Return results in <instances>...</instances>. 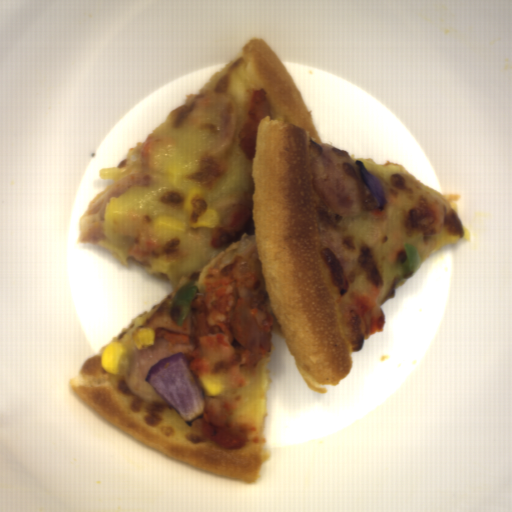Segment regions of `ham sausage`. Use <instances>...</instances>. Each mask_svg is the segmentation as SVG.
Wrapping results in <instances>:
<instances>
[{
    "mask_svg": "<svg viewBox=\"0 0 512 512\" xmlns=\"http://www.w3.org/2000/svg\"><path fill=\"white\" fill-rule=\"evenodd\" d=\"M237 104L225 92H202L148 136L140 171L108 187L78 220L76 242L96 244L146 264L165 236L154 220L171 216L189 223L184 182L214 186L234 150Z\"/></svg>",
    "mask_w": 512,
    "mask_h": 512,
    "instance_id": "0cea0756",
    "label": "ham sausage"
},
{
    "mask_svg": "<svg viewBox=\"0 0 512 512\" xmlns=\"http://www.w3.org/2000/svg\"><path fill=\"white\" fill-rule=\"evenodd\" d=\"M169 344L170 341L166 338L158 337L154 338L153 346L142 350H138L135 344L132 345L128 349V360L125 371L122 374L113 375H120L129 391L144 402L153 405L171 406L163 396L144 379L153 364L163 358L176 354L174 350L169 348Z\"/></svg>",
    "mask_w": 512,
    "mask_h": 512,
    "instance_id": "b0c6462f",
    "label": "ham sausage"
},
{
    "mask_svg": "<svg viewBox=\"0 0 512 512\" xmlns=\"http://www.w3.org/2000/svg\"><path fill=\"white\" fill-rule=\"evenodd\" d=\"M310 171L321 224L332 231L346 230L348 226L336 214L354 218L361 215L363 208L361 192L346 154L323 147L311 158Z\"/></svg>",
    "mask_w": 512,
    "mask_h": 512,
    "instance_id": "77c602ba",
    "label": "ham sausage"
}]
</instances>
